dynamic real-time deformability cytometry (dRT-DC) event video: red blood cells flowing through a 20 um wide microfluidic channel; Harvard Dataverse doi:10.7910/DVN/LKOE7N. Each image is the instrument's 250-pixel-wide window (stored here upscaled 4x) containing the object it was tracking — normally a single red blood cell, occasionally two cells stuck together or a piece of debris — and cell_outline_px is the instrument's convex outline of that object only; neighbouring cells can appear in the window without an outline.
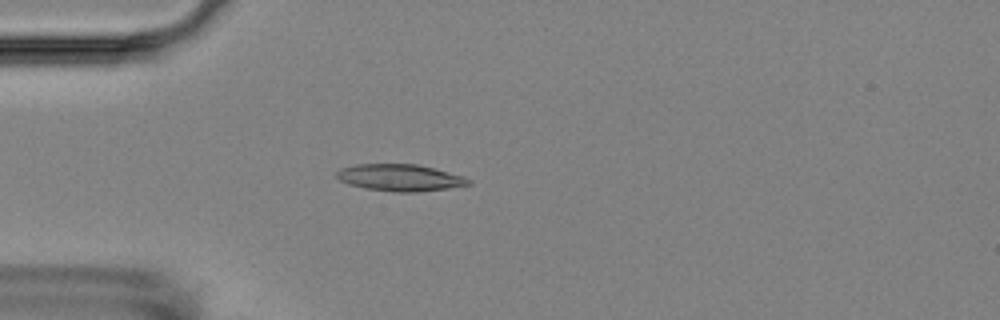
{"species": "Egyptian fruit bat (a non-hibernating species)", "species_latin": "Rousettus aegyptiacus", "temperature_condition": "room temperature", "stored_images_in_passage": 4, "camera_frame_rate_fps": 3000, "um_per_image_px": 0.085, "animal": {"sex": "female"}, "frame": {"image": 1, "passage_image": 3, "time_ms": 2.333, "image_size_px": [1000, 320], "cell_outline_px": [[472, 184], [448, 188], [416, 192], [396, 192], [364, 188], [348, 184], [340, 180], [336, 176], [336, 172], [340, 168], [356, 164], [416, 164], [464, 176], [472, 180]], "centroid_in_image_um": [33.99, 15.1], "position_along_channel_um": 51.0, "area_um2": 20.58}}